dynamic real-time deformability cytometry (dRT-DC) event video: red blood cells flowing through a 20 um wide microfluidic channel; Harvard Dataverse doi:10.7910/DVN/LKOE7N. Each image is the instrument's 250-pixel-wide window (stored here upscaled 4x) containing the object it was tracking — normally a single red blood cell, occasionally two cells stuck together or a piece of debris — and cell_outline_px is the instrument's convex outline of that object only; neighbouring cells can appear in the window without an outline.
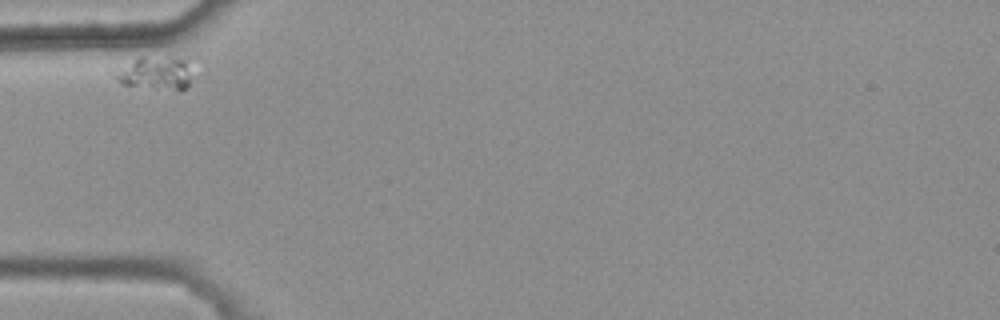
{"species": "common noctule bat (a hibernating species)", "species_latin": "Nyctalus noctula", "temperature_condition": "warm", "stored_images_in_passage": 3, "camera_frame_rate_fps": 3000, "um_per_image_px": 0.085, "animal": {"sex": "female", "body_mass_g": 25.1}, "frame": {"image": 1, "passage_image": 1, "time_ms": 0.0, "image_size_px": [1000, 320], "cell_outline_px": [[200, 56], [188, 84], [184, 88], [156, 88], [120, 84], [108, 72], [140, 56]], "centroid_in_image_um": [13.33, 6.09], "position_along_channel_um": 71.7, "area_um2": 16.42}}
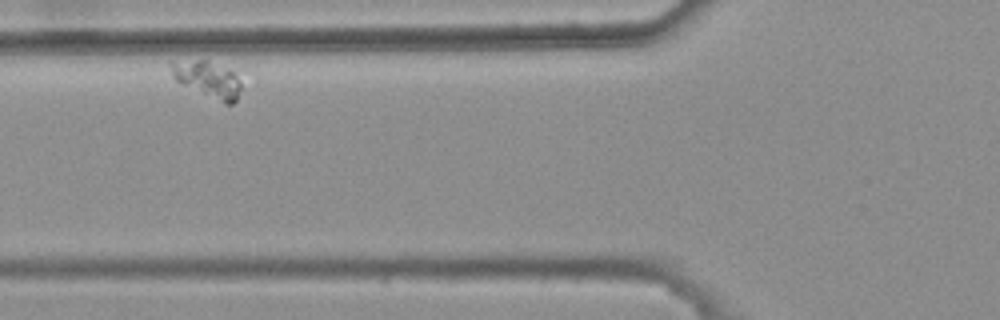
{"frame": {"image": 2, "passage_image": 2, "time_ms": 0.333, "image_size_px": [1000, 320], "cell_outline_px": [[240, 88], [236, 100], [232, 104], [224, 104], [176, 80], [172, 76], [168, 64], [168, 60], [208, 60], [228, 68], [236, 76], [240, 84]], "centroid_in_image_um": [17.6, 6.7], "position_along_channel_um": 108.2, "area_um2": 14.8}}